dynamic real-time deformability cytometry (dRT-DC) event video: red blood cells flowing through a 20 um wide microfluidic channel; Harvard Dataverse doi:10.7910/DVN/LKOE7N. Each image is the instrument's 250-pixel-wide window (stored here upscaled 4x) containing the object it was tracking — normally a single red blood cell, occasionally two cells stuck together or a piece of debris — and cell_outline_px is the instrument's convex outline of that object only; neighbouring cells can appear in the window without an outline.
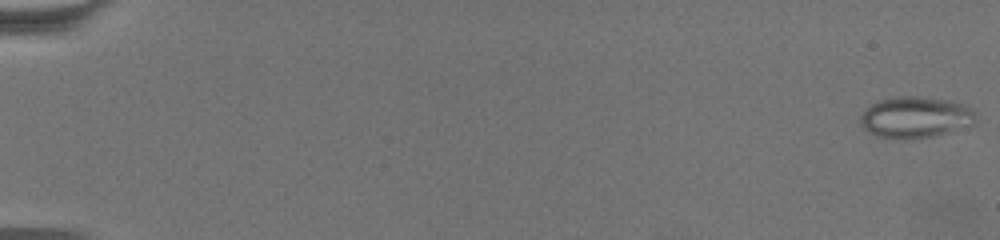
{"species": "common noctule bat (a hibernating species)", "species_latin": "Nyctalus noctula", "temperature_condition": "warm", "stored_images_in_passage": 64, "camera_frame_rate_fps": 3000, "um_per_image_px": 0.085, "animal": {"sex": "female", "body_mass_g": 19.5, "forearm_length_mm": 54.1}, "frame": {"image": 1, "passage_image": 1, "time_ms": 0.0, "image_size_px": [1000, 240], "cell_outline_px": [[976, 124], [936, 136], [904, 140], [900, 140], [876, 136], [868, 132], [860, 124], [860, 116], [872, 104], [880, 100], [900, 96], [920, 96], [948, 100], [964, 104], [972, 108], [976, 112]], "centroid_in_image_um": [77.85, 9.99], "position_along_channel_um": 7.1, "area_um2": 28.21}}
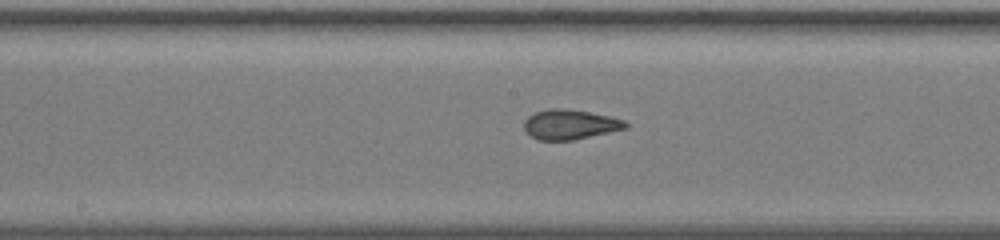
{"frame": {"image": 2, "passage_image": 36, "time_ms": 11.667, "image_size_px": [1000, 240], "cell_outline_px": [[628, 128], [572, 140], [536, 140], [528, 136], [524, 128], [524, 120], [528, 116], [536, 112], [548, 108], [564, 108], [588, 112], [608, 116], [624, 120], [628, 124]], "centroid_in_image_um": [48.4, 10.58], "position_along_channel_um": 199.8, "area_um2": 17.69}}
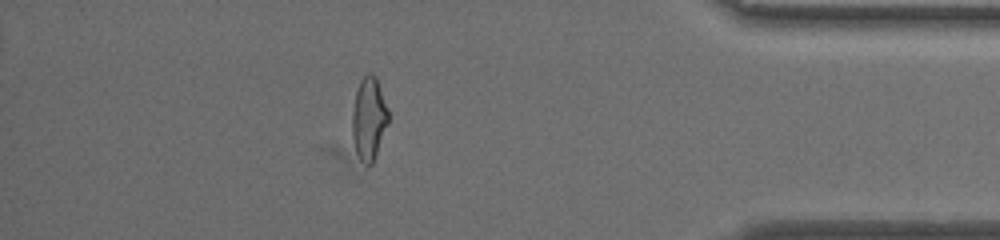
{"frame": {"image": 3, "passage_image": 57, "time_ms": 18.667, "image_size_px": [1000, 240], "cell_outline_px": [[388, 124], [376, 156], [372, 164], [364, 164], [360, 160], [356, 152], [352, 140], [352, 112], [356, 92], [360, 80], [368, 72], [376, 76], [388, 112]], "centroid_in_image_um": [31.34, 10.11], "position_along_channel_um": 403.9, "area_um2": 17.4}, "authors_computed_cell_mechanics": {"area_um2": 18.0336, "velocity_mm_per_s": 3.3677, "shape_relaxation_time_tau1_ms": null, "shape_relaxation_time_tau2_ms": 1.0409, "deformation_change_tau1": null, "deformation_change_tau2": 0.0745}}